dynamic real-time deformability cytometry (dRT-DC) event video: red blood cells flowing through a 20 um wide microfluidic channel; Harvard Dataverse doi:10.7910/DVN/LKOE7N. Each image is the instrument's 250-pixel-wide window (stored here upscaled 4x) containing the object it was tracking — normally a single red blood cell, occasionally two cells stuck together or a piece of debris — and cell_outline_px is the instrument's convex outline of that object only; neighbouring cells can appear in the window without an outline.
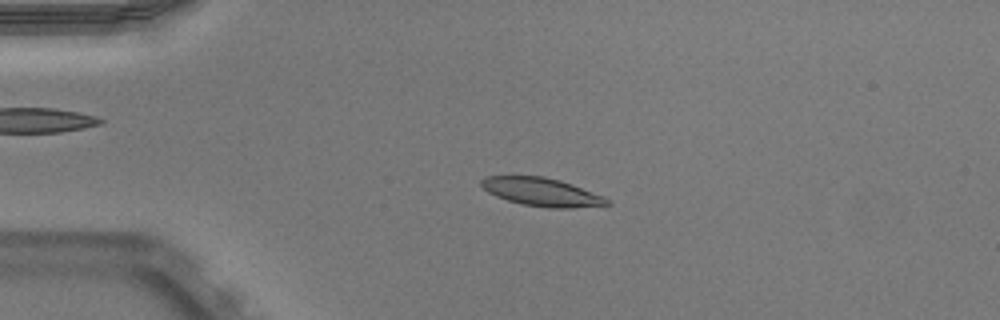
{"species": "Egyptian fruit bat (a non-hibernating species)", "species_latin": "Rousettus aegyptiacus", "temperature_condition": "warm", "stored_images_in_passage": 51, "camera_frame_rate_fps": 3000, "um_per_image_px": 0.085, "animal": {"sex": "male"}, "frame": {"image": 1, "passage_image": 12, "time_ms": 3.667, "image_size_px": [1000, 320], "cell_outline_px": [[612, 204], [572, 208], [548, 208], [520, 204], [496, 196], [488, 192], [480, 184], [480, 180], [488, 176], [544, 176], [560, 180], [572, 184], [604, 196]], "centroid_in_image_um": [46.05, 16.32], "position_along_channel_um": 38.9, "area_um2": 20.69}}
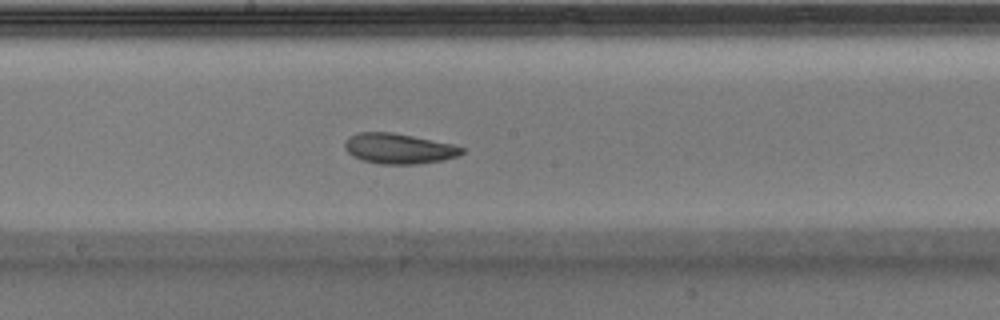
{"frame": {"image": 2, "passage_image": 28, "time_ms": 9.0, "image_size_px": [1000, 320], "cell_outline_px": [[464, 152], [460, 156], [444, 160], [416, 164], [380, 164], [360, 160], [352, 156], [344, 148], [344, 144], [348, 136], [360, 132], [392, 132], [452, 144], [464, 148]], "centroid_in_image_um": [33.88, 12.64], "position_along_channel_um": 214.3, "area_um2": 20.81}}
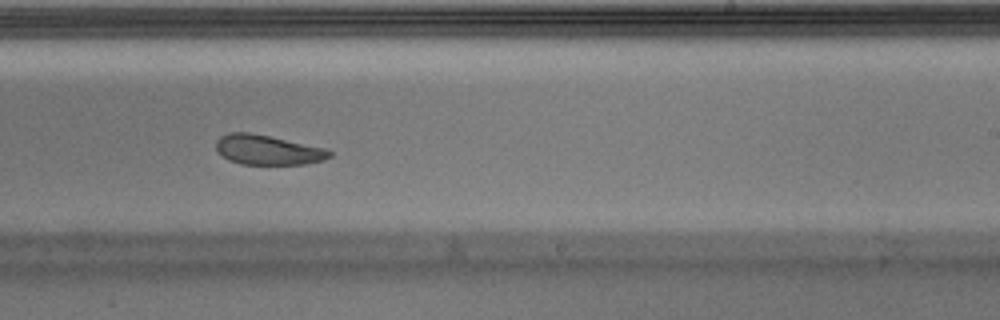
{"frame": {"image": 3, "passage_image": 32, "time_ms": 10.333, "image_size_px": [1000, 320], "cell_outline_px": [[332, 156], [324, 160], [304, 164], [240, 164], [228, 160], [216, 148], [216, 140], [220, 136], [228, 132], [248, 132], [268, 136], [324, 148], [332, 152]], "centroid_in_image_um": [22.74, 12.74], "position_along_channel_um": 266.3, "area_um2": 19.48}, "authors_computed_cell_mechanics": {"area_um2": 20.9236, "velocity_mm_per_s": 3.9088, "shape_relaxation_time_tau1_ms": 5.0756, "shape_relaxation_time_tau2_ms": 4.0249, "deformation_change_tau1": 0.132, "deformation_change_tau2": 0.1011}}